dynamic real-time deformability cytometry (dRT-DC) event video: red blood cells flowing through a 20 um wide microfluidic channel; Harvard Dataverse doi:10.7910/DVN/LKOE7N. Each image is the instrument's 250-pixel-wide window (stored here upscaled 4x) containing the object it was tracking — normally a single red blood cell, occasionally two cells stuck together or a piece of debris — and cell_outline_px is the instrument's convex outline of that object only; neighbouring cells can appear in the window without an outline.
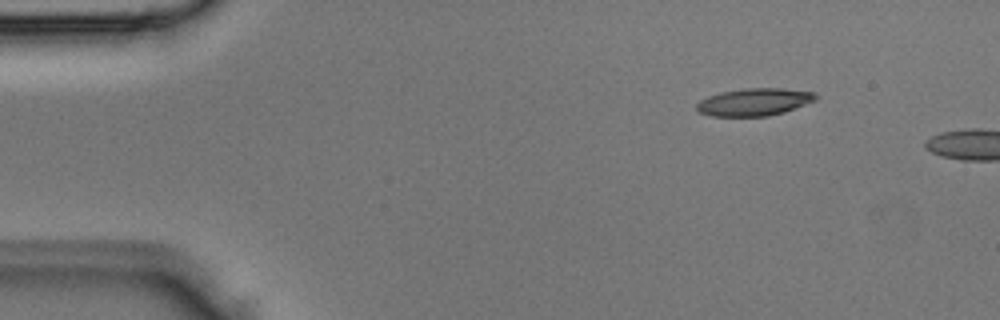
{"species": "Egyptian fruit bat (a non-hibernating species)", "species_latin": "Rousettus aegyptiacus", "temperature_condition": "room temperature", "stored_images_in_passage": 2, "camera_frame_rate_fps": 3000, "um_per_image_px": 0.085, "animal": {"sex": "male"}, "frame": {"image": 1, "passage_image": 1, "time_ms": 0.0, "image_size_px": [1000, 320], "cell_outline_px": [[816, 100], [784, 112], [768, 116], [712, 116], [700, 112], [696, 108], [696, 104], [700, 100], [708, 96], [720, 92], [744, 88], [780, 88], [816, 92]], "centroid_in_image_um": [64.11, 8.66], "position_along_channel_um": 20.9, "area_um2": 19.02}}